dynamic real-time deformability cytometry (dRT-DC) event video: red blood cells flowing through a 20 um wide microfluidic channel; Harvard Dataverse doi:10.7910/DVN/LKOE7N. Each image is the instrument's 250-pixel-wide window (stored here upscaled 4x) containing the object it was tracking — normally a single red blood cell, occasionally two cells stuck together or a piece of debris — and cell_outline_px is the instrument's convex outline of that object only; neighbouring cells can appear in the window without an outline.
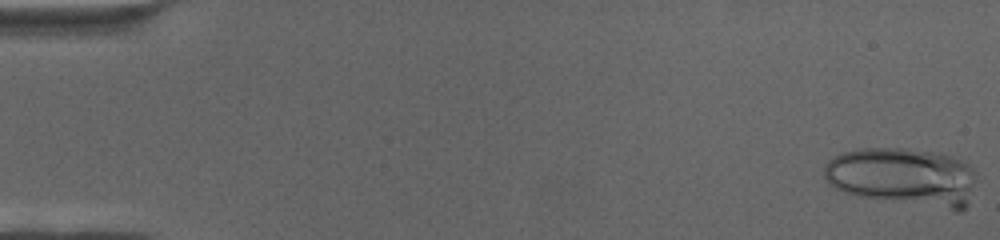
{"species": "human", "species_latin": "Homo sapiens", "temperature_condition": "cold", "stored_images_in_passage": 67, "camera_frame_rate_fps": 3000, "um_per_image_px": 0.085, "donor": {"sex": "female"}, "frame": {"image": 1, "passage_image": 1, "time_ms": 0.0, "image_size_px": [1000, 240], "cell_outline_px": [[976, 176], [964, 208], [960, 212], [856, 196], [844, 192], [828, 184], [824, 176], [824, 164], [828, 160], [840, 152], [864, 148], [908, 148], [932, 152], [952, 156], [968, 164], [972, 168]], "centroid_in_image_um": [76.71, 15.03], "position_along_channel_um": 8.3, "area_um2": 51.96}}
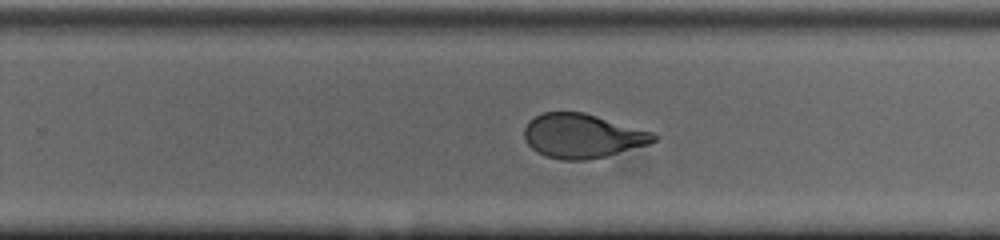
{"frame": {"image": 2, "passage_image": 43, "time_ms": 14.0, "image_size_px": [1000, 240], "cell_outline_px": [[660, 136], [656, 140], [648, 144], [604, 156], [584, 160], [560, 160], [544, 156], [536, 152], [524, 140], [524, 128], [528, 120], [544, 112], [584, 112], [652, 132]], "centroid_in_image_um": [49.45, 11.55], "position_along_channel_um": 280.3, "area_um2": 33.23}}
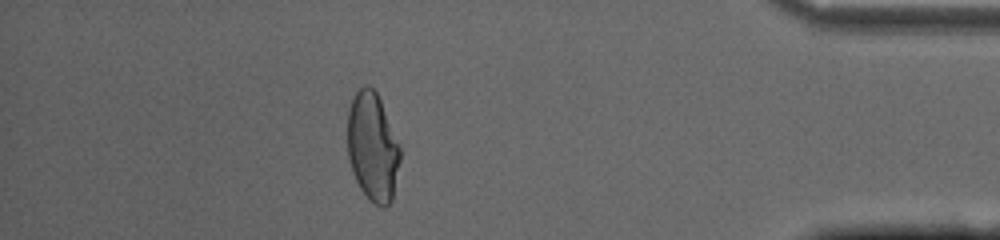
{"frame": {"image": 3, "passage_image": 59, "time_ms": 19.333, "image_size_px": [1000, 240], "cell_outline_px": [[400, 160], [392, 200], [384, 208], [380, 208], [360, 188], [352, 172], [348, 156], [348, 108], [352, 96], [364, 84], [368, 84], [376, 92], [380, 100], [400, 144]], "centroid_in_image_um": [31.67, 12.46], "position_along_channel_um": 403.5, "area_um2": 33.29}}